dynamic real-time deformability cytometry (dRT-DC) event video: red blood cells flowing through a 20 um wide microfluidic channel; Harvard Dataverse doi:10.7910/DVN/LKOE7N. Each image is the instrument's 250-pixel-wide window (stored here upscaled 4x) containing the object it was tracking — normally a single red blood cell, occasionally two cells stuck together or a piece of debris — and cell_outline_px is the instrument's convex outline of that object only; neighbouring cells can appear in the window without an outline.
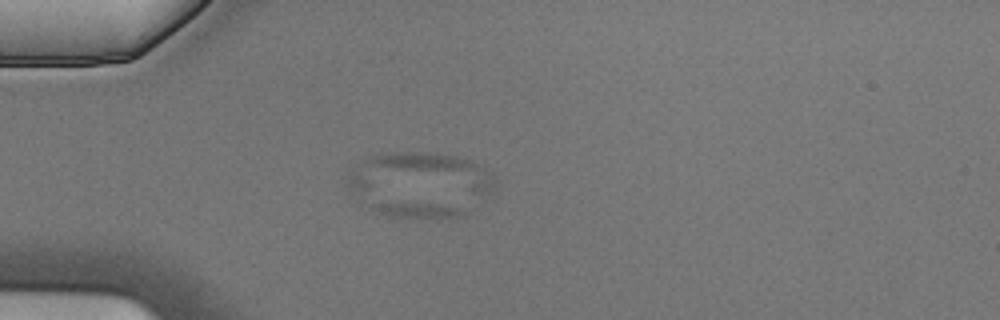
{"species": "Egyptian fruit bat (a non-hibernating species)", "species_latin": "Rousettus aegyptiacus", "temperature_condition": "cold", "stored_images_in_passage": 4, "camera_frame_rate_fps": 3000, "um_per_image_px": 0.085, "animal": {"sex": "male"}, "frame": {"image": 1, "passage_image": 4, "time_ms": 1.0, "image_size_px": [1000, 320], "cell_outline_px": [[468, 212], [456, 216], [388, 216], [360, 204], [348, 192], [344, 184], [348, 176], [356, 172]], "centroid_in_image_um": [33.56, 16.91], "position_along_channel_um": 51.4, "area_um2": 19.13}}